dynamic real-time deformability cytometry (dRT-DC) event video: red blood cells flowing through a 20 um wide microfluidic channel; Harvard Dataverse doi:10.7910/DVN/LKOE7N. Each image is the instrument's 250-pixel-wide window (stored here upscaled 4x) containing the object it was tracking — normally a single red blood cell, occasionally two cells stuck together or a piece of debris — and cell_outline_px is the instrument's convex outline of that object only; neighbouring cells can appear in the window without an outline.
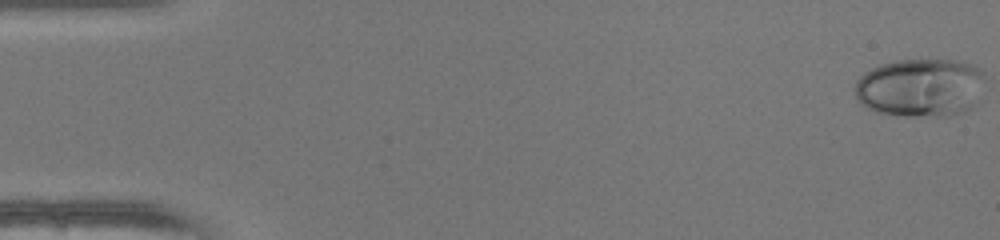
{"species": "human", "species_latin": "Homo sapiens", "temperature_condition": "warm", "stored_images_in_passage": 49, "camera_frame_rate_fps": 3000, "um_per_image_px": 0.085, "donor": {"sex": "female"}, "frame": {"image": 1, "passage_image": 1, "time_ms": 0.0, "image_size_px": [1000, 240], "cell_outline_px": [[984, 76], [976, 104], [972, 108], [964, 112], [948, 116], [904, 116], [876, 112], [860, 104], [856, 96], [856, 80], [864, 72], [880, 64], [896, 60], [956, 60], [972, 64], [980, 68], [984, 72]], "centroid_in_image_um": [78.24, 7.45], "position_along_channel_um": 6.8, "area_um2": 44.68}}
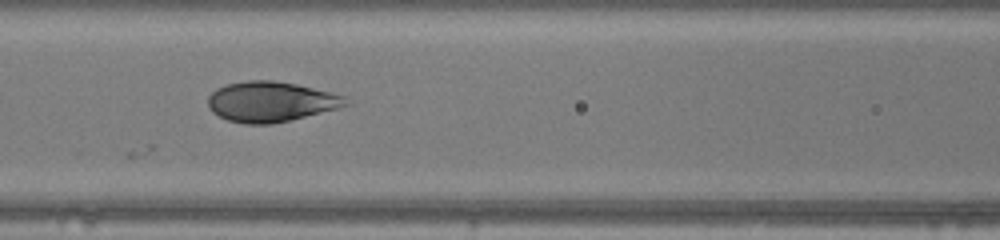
{"frame": {"image": 2, "passage_image": 22, "time_ms": 7.0, "image_size_px": [1000, 240], "cell_outline_px": [[348, 104], [336, 108], [272, 124], [244, 124], [228, 120], [212, 112], [208, 108], [208, 96], [216, 88], [228, 84], [248, 80], [272, 80], [296, 84], [332, 92], [344, 96]], "centroid_in_image_um": [22.96, 8.63], "position_along_channel_um": 143.6, "area_um2": 31.96}}
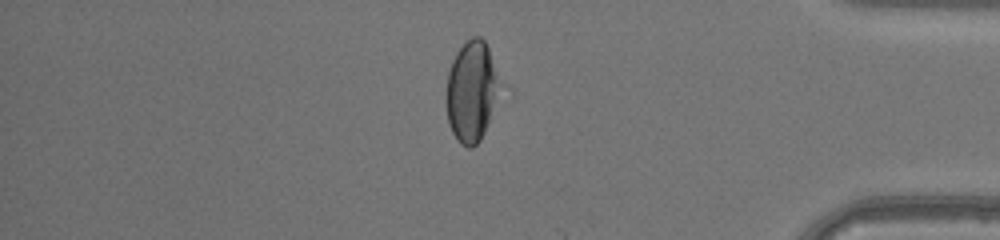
{"frame": {"image": 3, "passage_image": 42, "time_ms": 13.667, "image_size_px": [1000, 240], "cell_outline_px": [[504, 84], [484, 132], [480, 140], [472, 148], [468, 148], [460, 144], [456, 140], [448, 124], [444, 96], [448, 72], [452, 60], [456, 52], [472, 36], [480, 36], [484, 40], [488, 48]], "centroid_in_image_um": [40.09, 7.77], "position_along_channel_um": 395.1, "area_um2": 32.37}, "authors_computed_cell_mechanics": {"area_um2": 33.4084, "velocity_mm_per_s": 4.2338, "shape_relaxation_time_tau1_ms": 3.6212, "shape_relaxation_time_tau2_ms": null, "deformation_change_tau1": 0.1799, "deformation_change_tau2": null}}